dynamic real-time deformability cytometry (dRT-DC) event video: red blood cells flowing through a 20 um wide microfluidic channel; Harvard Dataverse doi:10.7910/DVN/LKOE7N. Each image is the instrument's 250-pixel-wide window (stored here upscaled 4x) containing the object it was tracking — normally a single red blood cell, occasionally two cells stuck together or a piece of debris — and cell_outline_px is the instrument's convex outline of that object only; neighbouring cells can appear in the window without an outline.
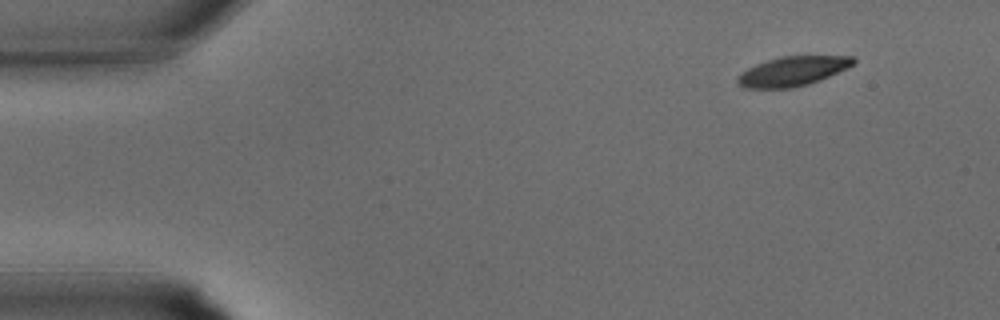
{"species": "common noctule bat (a hibernating species)", "species_latin": "Nyctalus noctula", "temperature_condition": "warm", "stored_images_in_passage": 8, "camera_frame_rate_fps": 3000, "um_per_image_px": 0.085, "animal": {"sex": "male", "body_mass_g": 15.6}, "frame": {"image": 1, "passage_image": 1, "time_ms": 0.0, "image_size_px": [1000, 320], "cell_outline_px": [[856, 64], [848, 68], [820, 80], [808, 84], [792, 88], [744, 88], [736, 84], [736, 76], [740, 72], [756, 64], [780, 56], [852, 56], [856, 60]], "centroid_in_image_um": [67.35, 6.06], "position_along_channel_um": 17.6, "area_um2": 20.11}}
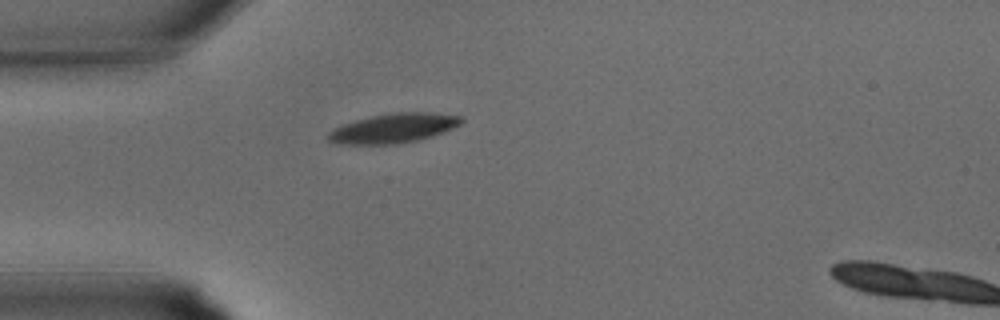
{"frame": {"image": 2, "passage_image": 7, "time_ms": 2.0, "image_size_px": [1000, 320], "cell_outline_px": [[464, 120], [460, 124], [444, 132], [420, 140], [396, 144], [336, 144], [328, 140], [328, 132], [340, 124], [372, 116], [392, 112], [432, 112], [464, 116]], "centroid_in_image_um": [33.46, 10.89], "position_along_channel_um": 51.5, "area_um2": 23.12}}